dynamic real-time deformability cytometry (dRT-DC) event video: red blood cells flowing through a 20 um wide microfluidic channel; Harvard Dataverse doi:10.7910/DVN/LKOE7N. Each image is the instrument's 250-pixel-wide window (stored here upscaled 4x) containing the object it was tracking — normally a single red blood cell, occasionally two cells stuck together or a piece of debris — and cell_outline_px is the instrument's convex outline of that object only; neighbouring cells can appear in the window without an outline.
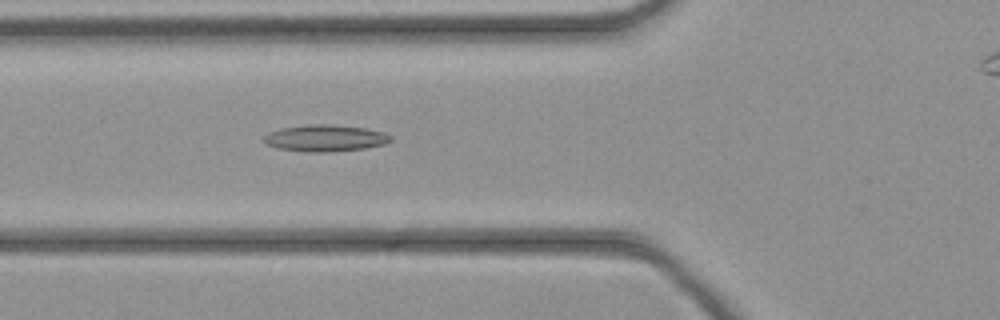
{"species": "common noctule bat (a hibernating species)", "species_latin": "Nyctalus noctula", "temperature_condition": "cold", "stored_images_in_passage": 29, "camera_frame_rate_fps": 3000, "um_per_image_px": 0.085, "animal": {"sex": "female", "body_mass_g": 21.9}, "frame": {"image": 1, "passage_image": 4, "time_ms": 1.0, "image_size_px": [1000, 320], "cell_outline_px": [[392, 140], [384, 144], [364, 148], [332, 152], [308, 152], [280, 148], [268, 144], [264, 140], [264, 136], [268, 132], [280, 128], [308, 124], [332, 124], [368, 128], [384, 132], [392, 136]], "centroid_in_image_um": [27.68, 11.73], "position_along_channel_um": 98.1, "area_um2": 19.77}}
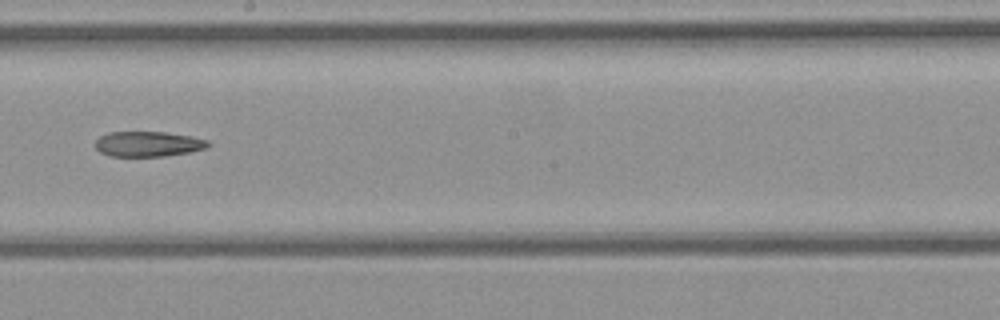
{"frame": {"image": 2, "passage_image": 13, "time_ms": 4.0, "image_size_px": [1000, 320], "cell_outline_px": [[212, 144], [208, 148], [188, 152], [164, 156], [112, 156], [100, 152], [96, 148], [96, 140], [100, 136], [108, 132], [164, 132], [192, 136], [208, 140]], "centroid_in_image_um": [12.63, 12.23], "position_along_channel_um": 235.6, "area_um2": 16.59}}
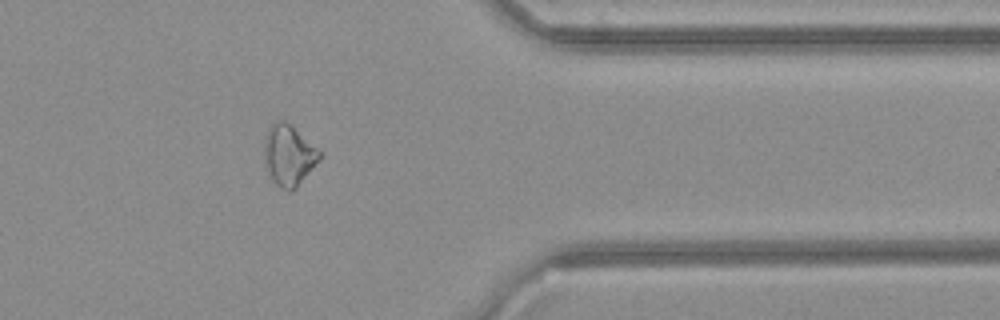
{"frame": {"image": 3, "passage_image": 24, "time_ms": 7.667, "image_size_px": [1000, 320], "cell_outline_px": [[320, 160], [296, 188], [288, 192], [280, 188], [272, 180], [264, 156], [264, 140], [268, 128], [272, 120], [284, 120], [316, 148], [320, 152]], "centroid_in_image_um": [24.51, 13.2], "position_along_channel_um": 386.9, "area_um2": 19.31}}